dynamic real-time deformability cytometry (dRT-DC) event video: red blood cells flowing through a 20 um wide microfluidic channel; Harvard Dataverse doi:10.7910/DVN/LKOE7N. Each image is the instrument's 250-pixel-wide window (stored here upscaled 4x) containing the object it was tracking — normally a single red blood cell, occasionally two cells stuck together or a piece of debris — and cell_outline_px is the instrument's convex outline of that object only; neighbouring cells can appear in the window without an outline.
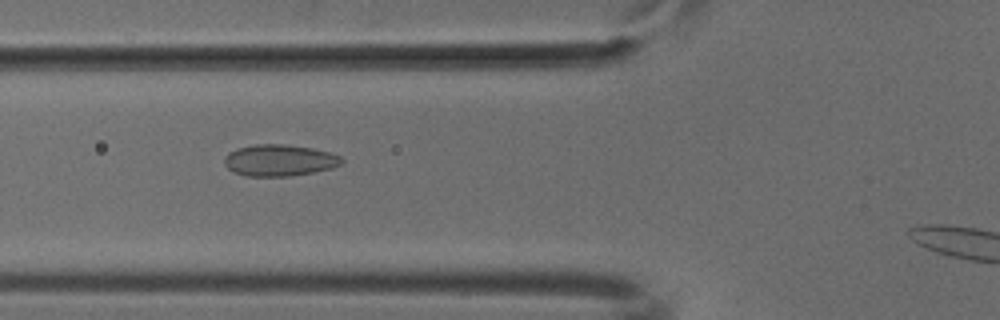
{"species": "common noctule bat (a hibernating species)", "species_latin": "Nyctalus noctula", "temperature_condition": "cold", "stored_images_in_passage": 41, "camera_frame_rate_fps": 3000, "um_per_image_px": 0.085, "animal": {"sex": "male", "body_mass_g": 18.8}, "frame": {"image": 1, "passage_image": 14, "time_ms": 4.333, "image_size_px": [1000, 320], "cell_outline_px": [[344, 160], [340, 164], [332, 168], [312, 172], [288, 176], [248, 176], [232, 172], [224, 164], [224, 156], [228, 152], [236, 148], [256, 144], [284, 144], [312, 148], [328, 152], [340, 156]], "centroid_in_image_um": [23.7, 13.62], "position_along_channel_um": 102.1, "area_um2": 21.56}}
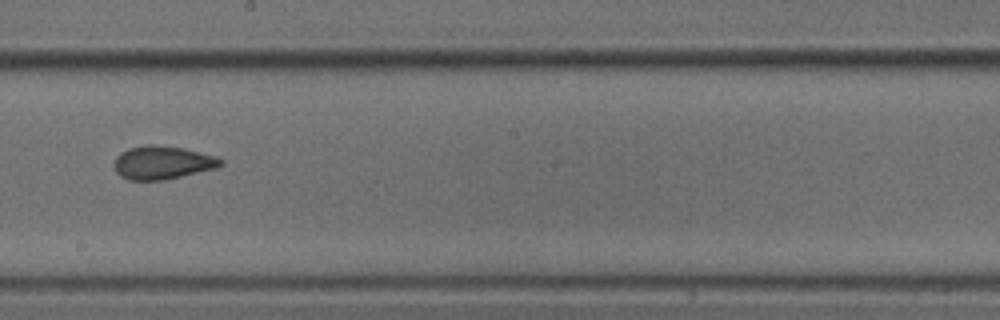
{"frame": {"image": 2, "passage_image": 24, "time_ms": 7.667, "image_size_px": [1000, 320], "cell_outline_px": [[224, 164], [216, 168], [164, 180], [128, 180], [120, 176], [116, 172], [112, 164], [116, 156], [120, 152], [128, 148], [148, 144], [152, 144], [184, 148], [216, 156], [224, 160]], "centroid_in_image_um": [13.78, 13.82], "position_along_channel_um": 234.4, "area_um2": 20.92}}
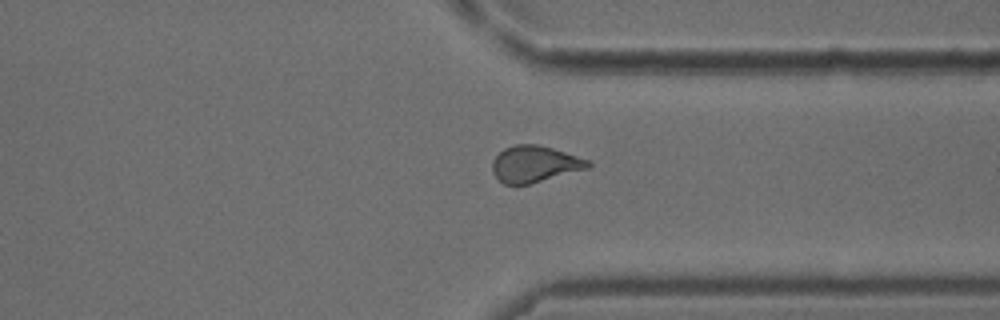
{"frame": {"image": 3, "passage_image": 34, "time_ms": 11.0, "image_size_px": [1000, 320], "cell_outline_px": [[592, 164], [588, 168], [528, 184], [504, 184], [492, 172], [492, 160], [504, 148], [516, 144], [536, 144], [552, 148], [592, 160]], "centroid_in_image_um": [45.46, 13.93], "position_along_channel_um": 365.9, "area_um2": 20.23}}